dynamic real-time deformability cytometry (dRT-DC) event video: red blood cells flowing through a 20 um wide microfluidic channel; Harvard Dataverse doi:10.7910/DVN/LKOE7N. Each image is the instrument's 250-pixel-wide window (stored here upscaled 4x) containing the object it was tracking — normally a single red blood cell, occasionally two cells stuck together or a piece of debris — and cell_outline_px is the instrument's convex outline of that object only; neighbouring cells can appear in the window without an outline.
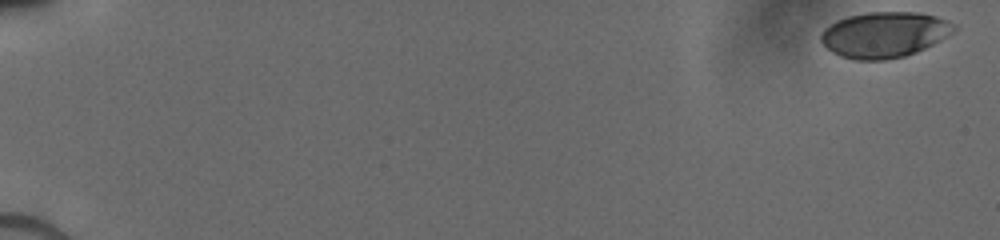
{"species": "human", "species_latin": "Homo sapiens", "temperature_condition": "cold", "stored_images_in_passage": 12, "camera_frame_rate_fps": 3000, "um_per_image_px": 0.085, "donor": {"sex": "male"}, "frame": {"image": 1, "passage_image": 1, "time_ms": 0.0, "image_size_px": [1000, 240], "cell_outline_px": [[956, 28], [952, 32], [940, 40], [916, 52], [904, 56], [884, 60], [856, 60], [840, 56], [832, 52], [820, 40], [820, 32], [824, 28], [836, 20], [848, 16], [868, 12], [916, 12], [936, 16], [948, 20], [956, 24]], "centroid_in_image_um": [75.15, 2.94], "position_along_channel_um": 9.9, "area_um2": 35.43}}
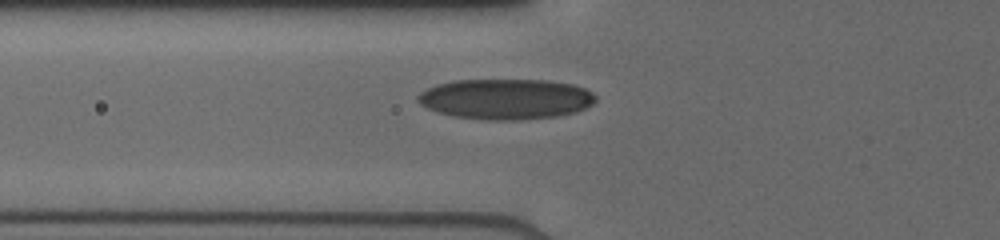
{"frame": {"image": 2, "passage_image": 10, "time_ms": 6.667, "image_size_px": [1000, 240], "cell_outline_px": [[596, 100], [592, 104], [576, 112], [556, 116], [520, 120], [480, 120], [452, 116], [436, 112], [420, 104], [416, 100], [416, 96], [420, 92], [436, 84], [456, 80], [548, 80], [572, 84], [584, 88], [592, 92], [596, 96]], "centroid_in_image_um": [42.96, 8.42], "position_along_channel_um": 82.8, "area_um2": 42.25}}
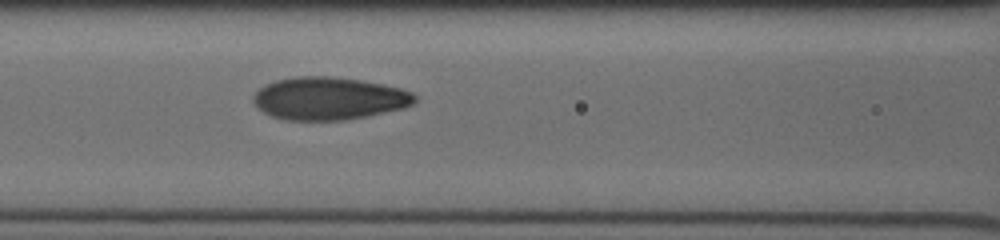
{"frame": {"image": 3, "passage_image": 12, "time_ms": 8.0, "image_size_px": [1000, 240], "cell_outline_px": [[416, 100], [412, 104], [404, 108], [368, 116], [344, 120], [284, 120], [272, 116], [256, 108], [252, 100], [252, 96], [260, 88], [276, 80], [296, 76], [328, 76], [364, 80], [384, 84], [400, 88], [412, 92], [416, 96]], "centroid_in_image_um": [27.96, 8.37], "position_along_channel_um": 138.6, "area_um2": 40.4}}